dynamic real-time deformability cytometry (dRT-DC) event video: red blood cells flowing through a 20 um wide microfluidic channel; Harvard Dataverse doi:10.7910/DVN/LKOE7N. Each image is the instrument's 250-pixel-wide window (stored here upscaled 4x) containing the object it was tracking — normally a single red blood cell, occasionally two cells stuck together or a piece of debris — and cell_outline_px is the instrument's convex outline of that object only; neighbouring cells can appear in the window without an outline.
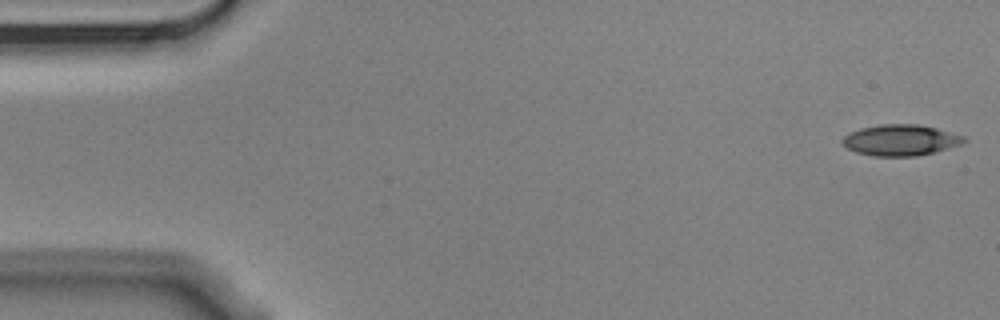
{"species": "Egyptian fruit bat (a non-hibernating species)", "species_latin": "Rousettus aegyptiacus", "temperature_condition": "cold", "stored_images_in_passage": 4, "camera_frame_rate_fps": 3000, "um_per_image_px": 0.085, "animal": {"sex": "male"}, "frame": {"image": 1, "passage_image": 1, "time_ms": 0.0, "image_size_px": [1000, 320], "cell_outline_px": [[968, 140], [960, 144], [932, 152], [916, 156], [876, 156], [856, 152], [848, 148], [840, 140], [848, 132], [860, 128], [880, 124], [920, 124], [936, 128], [964, 136]], "centroid_in_image_um": [76.51, 11.89], "position_along_channel_um": 8.5, "area_um2": 21.85}}